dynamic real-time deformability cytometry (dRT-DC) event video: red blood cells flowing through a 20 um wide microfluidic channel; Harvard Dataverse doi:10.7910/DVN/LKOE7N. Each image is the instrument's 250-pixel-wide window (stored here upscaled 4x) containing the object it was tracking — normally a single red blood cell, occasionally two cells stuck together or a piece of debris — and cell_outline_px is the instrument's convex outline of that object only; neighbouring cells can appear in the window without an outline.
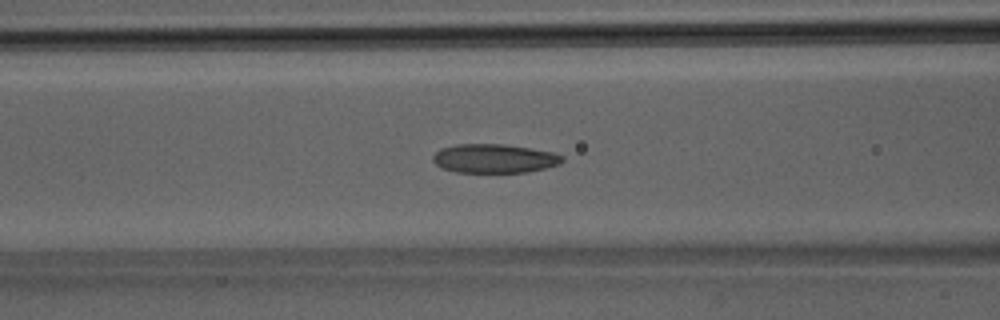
{"species": "Egyptian fruit bat (a non-hibernating species)", "species_latin": "Rousettus aegyptiacus", "temperature_condition": "room temperature", "stored_images_in_passage": 34, "camera_frame_rate_fps": 3000, "um_per_image_px": 0.085, "animal": {"sex": "male"}, "frame": {"image": 1, "passage_image": 11, "time_ms": 3.333, "image_size_px": [1000, 320], "cell_outline_px": [[564, 160], [560, 164], [528, 172], [456, 172], [440, 168], [432, 160], [432, 156], [440, 148], [456, 144], [504, 144], [552, 152], [564, 156]], "centroid_in_image_um": [41.98, 13.47], "position_along_channel_um": 124.6, "area_um2": 21.85}}
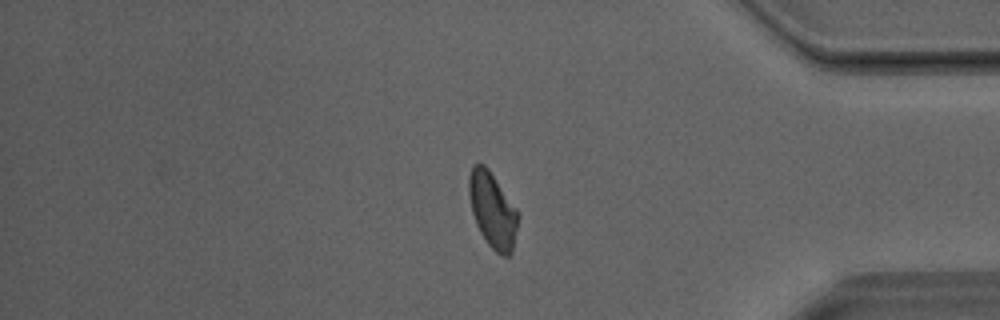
{"frame": {"image": 2, "passage_image": 28, "time_ms": 9.0, "image_size_px": [1000, 320], "cell_outline_px": [[520, 216], [512, 252], [508, 256], [504, 256], [496, 252], [488, 244], [480, 232], [476, 224], [472, 212], [468, 196], [468, 176], [472, 164], [484, 164], [488, 168], [520, 212]], "centroid_in_image_um": [41.87, 17.84], "position_along_channel_um": 393.3, "area_um2": 21.96}}
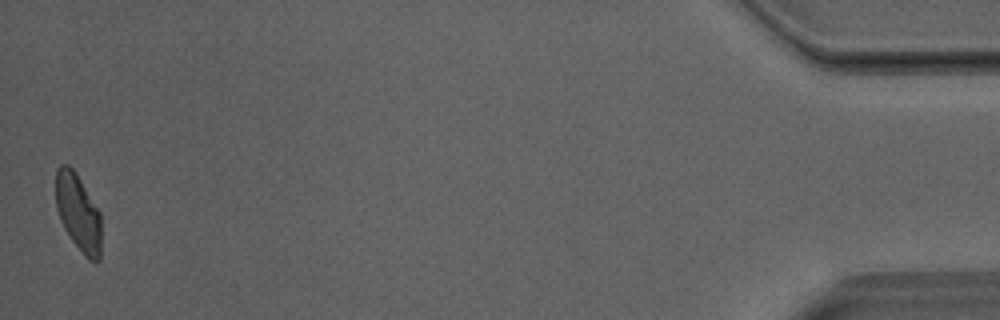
{"frame": {"image": 3, "passage_image": 34, "time_ms": 11.0, "image_size_px": [1000, 320], "cell_outline_px": [[100, 260], [96, 264], [88, 260], [84, 256], [72, 240], [64, 228], [60, 220], [56, 208], [56, 168], [60, 164], [68, 164], [72, 168], [80, 180], [100, 212]], "centroid_in_image_um": [6.64, 18.1], "position_along_channel_um": 428.6, "area_um2": 20.4}}